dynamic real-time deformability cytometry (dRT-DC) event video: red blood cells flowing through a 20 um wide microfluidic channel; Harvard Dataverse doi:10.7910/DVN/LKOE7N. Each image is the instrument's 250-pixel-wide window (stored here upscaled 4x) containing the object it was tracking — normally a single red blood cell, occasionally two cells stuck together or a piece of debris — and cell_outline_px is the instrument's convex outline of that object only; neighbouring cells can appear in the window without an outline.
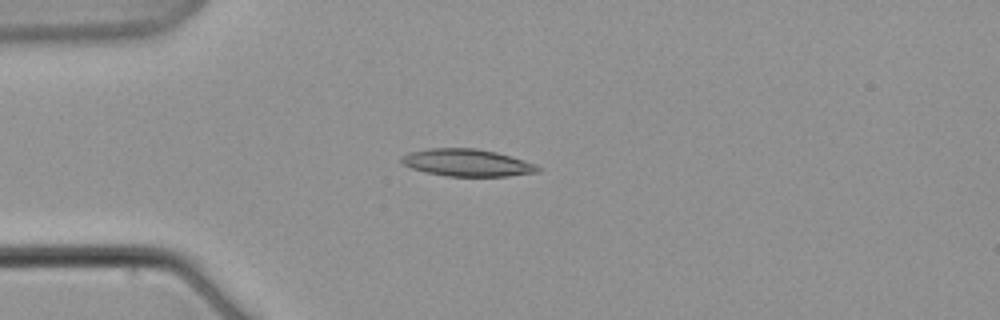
{"species": "common noctule bat (a hibernating species)", "species_latin": "Nyctalus noctula", "temperature_condition": "warm", "stored_images_in_passage": 9, "camera_frame_rate_fps": 3000, "um_per_image_px": 0.085, "animal": {"sex": "male", "body_mass_g": 21.5, "forearm_length_mm": 52.0}, "frame": {"image": 1, "passage_image": 6, "time_ms": 6.0, "image_size_px": [1000, 320], "cell_outline_px": [[540, 172], [508, 176], [448, 176], [428, 172], [412, 168], [404, 164], [400, 160], [408, 152], [428, 148], [476, 148], [496, 152], [524, 160], [540, 168]], "centroid_in_image_um": [39.71, 13.82], "position_along_channel_um": 45.3, "area_um2": 21.39}}
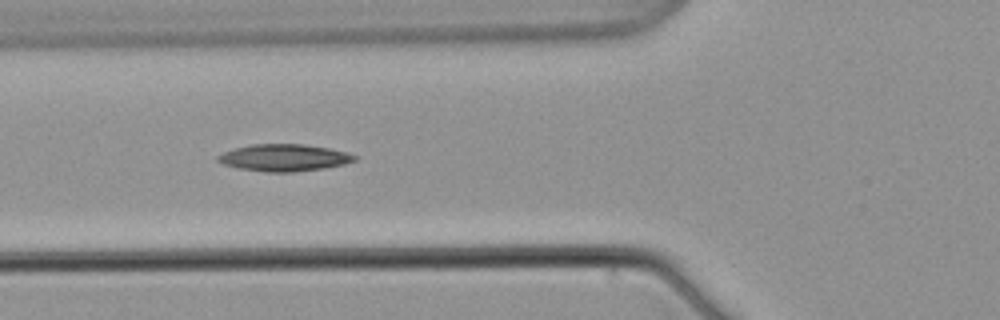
{"frame": {"image": 2, "passage_image": 8, "time_ms": 8.667, "image_size_px": [1000, 320], "cell_outline_px": [[356, 160], [344, 164], [324, 168], [292, 172], [268, 172], [240, 168], [224, 164], [216, 160], [216, 156], [224, 152], [236, 148], [252, 144], [304, 144], [328, 148], [344, 152], [356, 156]], "centroid_in_image_um": [24.13, 13.4], "position_along_channel_um": 101.7, "area_um2": 21.21}}